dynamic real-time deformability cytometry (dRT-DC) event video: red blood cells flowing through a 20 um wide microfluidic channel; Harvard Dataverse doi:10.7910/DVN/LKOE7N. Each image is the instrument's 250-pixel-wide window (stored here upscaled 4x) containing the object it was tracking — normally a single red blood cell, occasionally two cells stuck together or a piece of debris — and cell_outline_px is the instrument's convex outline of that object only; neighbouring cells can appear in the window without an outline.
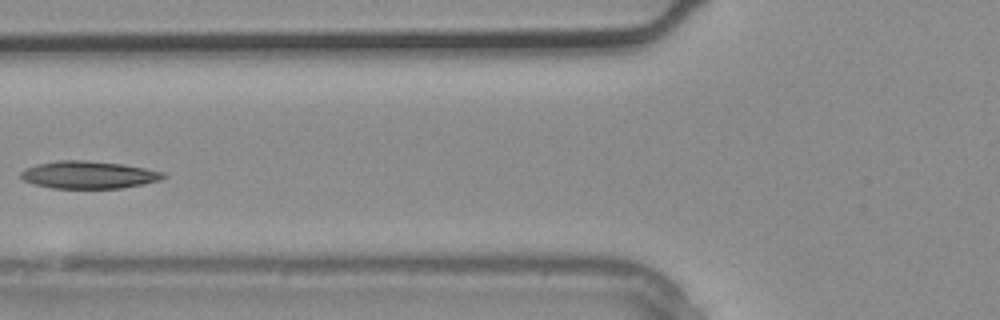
{"species": "common noctule bat (a hibernating species)", "species_latin": "Nyctalus noctula", "temperature_condition": "warm", "stored_images_in_passage": 4, "camera_frame_rate_fps": 3000, "um_per_image_px": 0.085, "animal": {"sex": "male", "body_mass_g": 20.4}, "frame": {"image": 1, "passage_image": 4, "time_ms": 1.0, "image_size_px": [1000, 320], "cell_outline_px": [[168, 176], [160, 180], [144, 184], [120, 188], [52, 188], [36, 184], [24, 180], [20, 176], [20, 172], [36, 164], [60, 160], [84, 160], [124, 164], [164, 172]], "centroid_in_image_um": [7.57, 14.86], "position_along_channel_um": 118.2, "area_um2": 22.72}}